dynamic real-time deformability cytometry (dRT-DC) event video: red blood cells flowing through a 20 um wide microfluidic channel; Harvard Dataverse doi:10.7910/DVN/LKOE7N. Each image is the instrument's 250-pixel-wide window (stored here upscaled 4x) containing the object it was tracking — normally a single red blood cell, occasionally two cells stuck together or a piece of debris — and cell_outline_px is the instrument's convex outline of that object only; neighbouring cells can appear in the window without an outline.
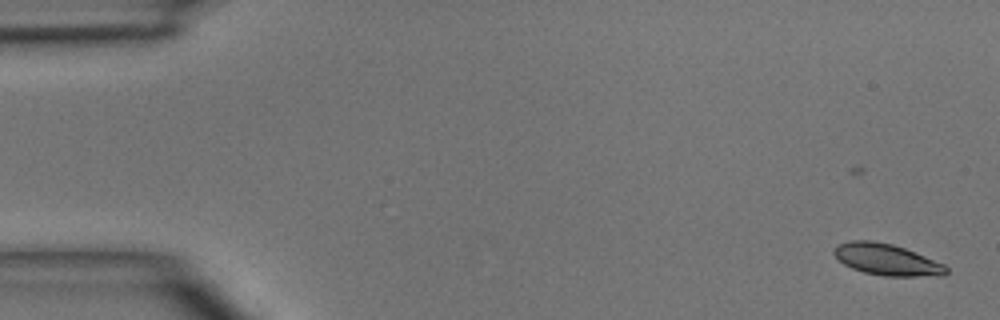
{"species": "common noctule bat (a hibernating species)", "species_latin": "Nyctalus noctula", "temperature_condition": "room temperature", "stored_images_in_passage": 6, "camera_frame_rate_fps": 3000, "um_per_image_px": 0.085, "animal": {"sex": "male", "body_mass_g": 15.6}, "frame": {"image": 1, "passage_image": 1, "time_ms": 0.0, "image_size_px": [1000, 320], "cell_outline_px": [[948, 272], [944, 276], [884, 276], [864, 272], [852, 268], [844, 264], [832, 252], [840, 244], [852, 240], [872, 240], [892, 244], [904, 248], [944, 264], [948, 268]], "centroid_in_image_um": [75.4, 22.07], "position_along_channel_um": 9.6, "area_um2": 20.35}}
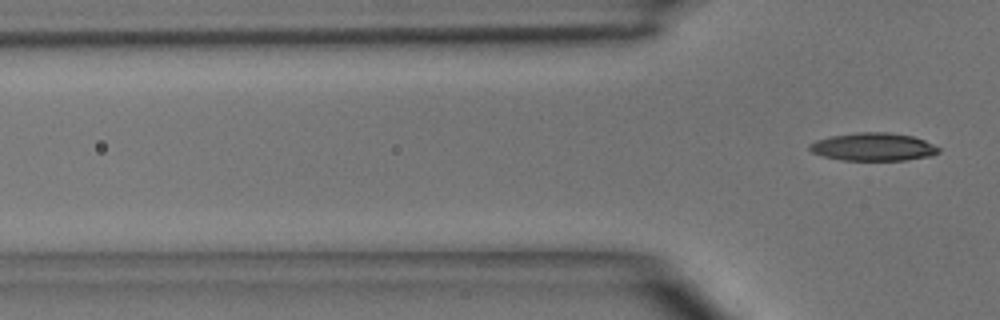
{"frame": {"image": 2, "passage_image": 6, "time_ms": 6.0, "image_size_px": [1000, 320], "cell_outline_px": [[940, 152], [932, 156], [908, 160], [840, 160], [824, 156], [812, 152], [808, 148], [808, 144], [816, 140], [832, 136], [856, 132], [888, 132], [912, 136], [924, 140], [940, 148]], "centroid_in_image_um": [74.24, 12.48], "position_along_channel_um": 51.6, "area_um2": 21.1}}